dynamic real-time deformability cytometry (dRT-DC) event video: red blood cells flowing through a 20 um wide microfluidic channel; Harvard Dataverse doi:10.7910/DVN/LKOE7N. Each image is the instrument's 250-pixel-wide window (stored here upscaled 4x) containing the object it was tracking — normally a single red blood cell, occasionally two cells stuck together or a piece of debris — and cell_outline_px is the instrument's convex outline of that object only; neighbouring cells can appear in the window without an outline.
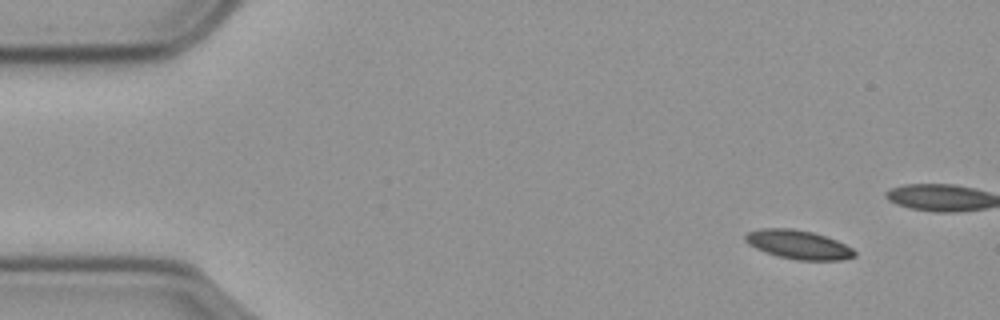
{"species": "common noctule bat (a hibernating species)", "species_latin": "Nyctalus noctula", "temperature_condition": "cold", "stored_images_in_passage": 54, "camera_frame_rate_fps": 3000, "um_per_image_px": 0.085, "animal": {"sex": "male", "body_mass_g": 23.1, "forearm_length_mm": 52.7}, "frame": {"image": 1, "passage_image": 1, "time_ms": 0.0, "image_size_px": [1000, 320], "cell_outline_px": [[856, 256], [840, 260], [800, 260], [780, 256], [756, 248], [748, 244], [744, 240], [744, 236], [748, 232], [760, 228], [792, 228], [812, 232], [836, 240], [852, 248], [856, 252]], "centroid_in_image_um": [67.86, 20.78], "position_along_channel_um": 17.1, "area_um2": 18.15}}
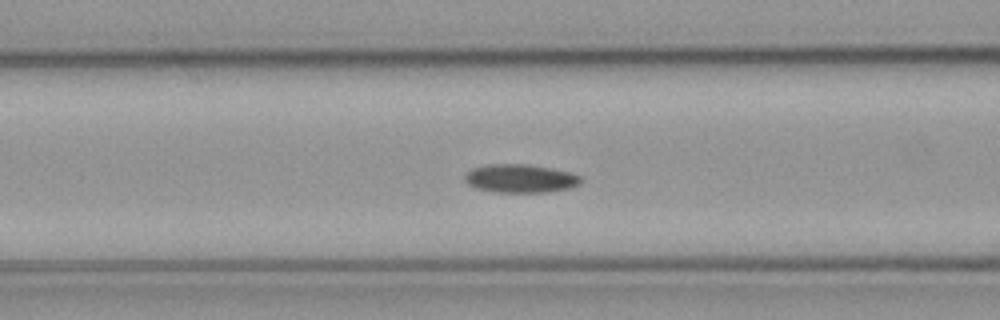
{"frame": {"image": 2, "passage_image": 18, "time_ms": 5.667, "image_size_px": [1000, 320], "cell_outline_px": [[580, 184], [572, 188], [548, 192], [496, 192], [476, 188], [468, 184], [464, 180], [464, 176], [472, 168], [488, 164], [528, 164], [552, 168], [568, 172], [580, 176]], "centroid_in_image_um": [44.23, 15.17], "position_along_channel_um": 122.4, "area_um2": 19.25}}
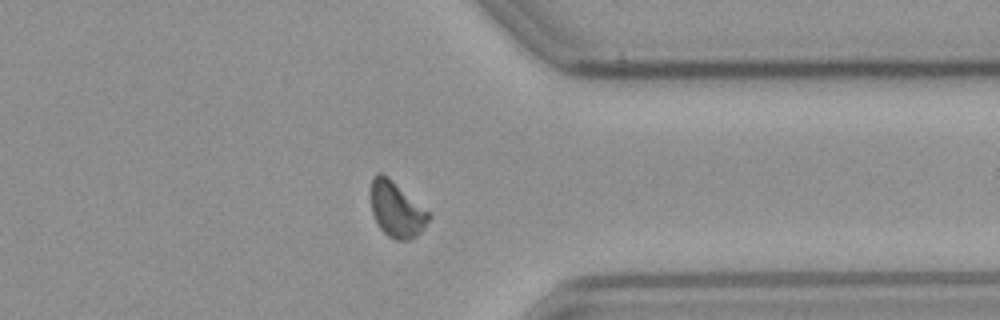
{"frame": {"image": 3, "passage_image": 40, "time_ms": 13.0, "image_size_px": [1000, 320], "cell_outline_px": [[432, 216], [424, 228], [416, 236], [408, 240], [396, 240], [388, 236], [380, 228], [372, 212], [372, 180], [380, 172], [388, 176], [432, 212]], "centroid_in_image_um": [33.78, 17.81], "position_along_channel_um": 377.6, "area_um2": 18.79}, "authors_computed_cell_mechanics": {"area_um2": 18.6405, "velocity_mm_per_s": 3.5741, "shape_relaxation_time_tau1_ms": 7.5735, "shape_relaxation_time_tau2_ms": null, "deformation_change_tau1": 0.1132, "deformation_change_tau2": null}}